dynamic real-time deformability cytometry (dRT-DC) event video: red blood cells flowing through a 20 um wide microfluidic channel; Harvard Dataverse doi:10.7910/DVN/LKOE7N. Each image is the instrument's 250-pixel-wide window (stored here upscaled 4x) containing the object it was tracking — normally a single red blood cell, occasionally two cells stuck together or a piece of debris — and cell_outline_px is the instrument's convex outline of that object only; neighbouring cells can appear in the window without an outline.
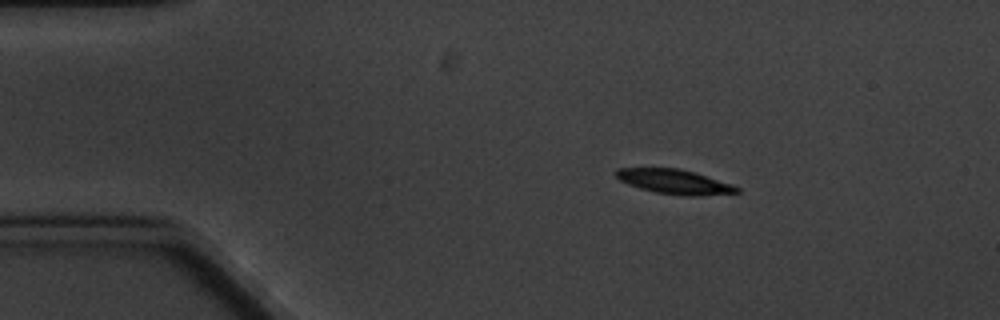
{"species": "common noctule bat (a hibernating species)", "species_latin": "Nyctalus noctula", "temperature_condition": "cold", "stored_images_in_passage": 4, "segment_of_instrument_passage": [1, 2], "camera_frame_rate_fps": 3000, "um_per_image_px": 0.085, "animal": {"sex": "male", "body_mass_g": 20.1, "forearm_length_mm": 53.5}, "frame": {"image": 1, "passage_image": 1, "time_ms": 0.0, "image_size_px": [1000, 320], "cell_outline_px": [[740, 192], [692, 196], [688, 196], [656, 192], [640, 188], [628, 184], [620, 180], [616, 176], [616, 168], [680, 168], [732, 184], [740, 188]], "centroid_in_image_um": [57.32, 15.44], "position_along_channel_um": 27.7, "area_um2": 16.99}}